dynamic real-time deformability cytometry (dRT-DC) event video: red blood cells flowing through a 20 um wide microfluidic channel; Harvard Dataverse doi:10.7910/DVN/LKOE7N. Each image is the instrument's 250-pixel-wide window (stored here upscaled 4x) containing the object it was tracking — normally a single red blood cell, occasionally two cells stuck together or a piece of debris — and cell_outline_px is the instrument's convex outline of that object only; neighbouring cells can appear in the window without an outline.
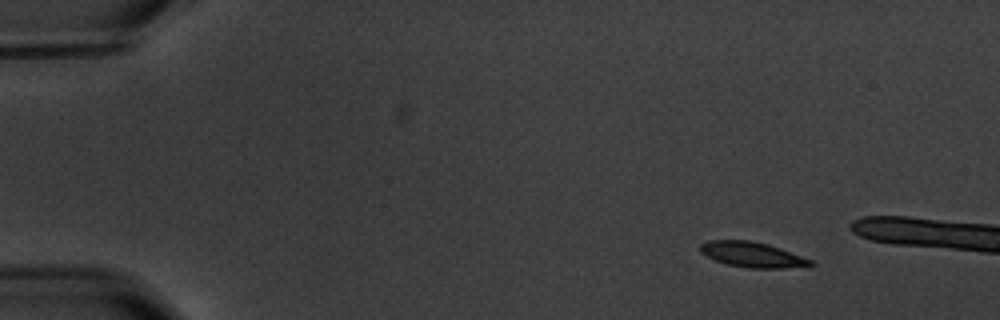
{"species": "common noctule bat (a hibernating species)", "species_latin": "Nyctalus noctula", "temperature_condition": "warm", "stored_images_in_passage": 4, "camera_frame_rate_fps": 3000, "um_per_image_px": 0.085, "animal": {"sex": "male", "body_mass_g": 20.1, "forearm_length_mm": 53.5}, "frame": {"image": 1, "passage_image": 2, "time_ms": 1.333, "image_size_px": [1000, 320], "cell_outline_px": [[816, 264], [812, 268], [748, 268], [728, 264], [716, 260], [700, 252], [700, 244], [708, 240], [748, 240], [768, 244], [812, 260]], "centroid_in_image_um": [64.03, 21.66], "position_along_channel_um": 21.0, "area_um2": 16.36}}